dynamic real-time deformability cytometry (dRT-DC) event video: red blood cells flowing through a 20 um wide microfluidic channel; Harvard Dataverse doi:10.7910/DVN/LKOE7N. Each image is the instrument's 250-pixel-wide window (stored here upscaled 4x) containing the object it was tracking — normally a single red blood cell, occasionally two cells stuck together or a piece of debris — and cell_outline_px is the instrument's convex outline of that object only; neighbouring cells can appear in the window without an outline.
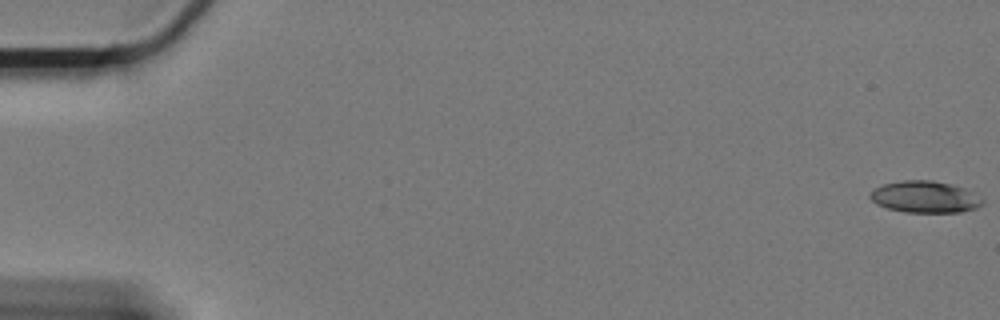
{"species": "Egyptian fruit bat (a non-hibernating species)", "species_latin": "Rousettus aegyptiacus", "temperature_condition": "cold", "stored_images_in_passage": 62, "camera_frame_rate_fps": 3000, "um_per_image_px": 0.085, "animal": {"sex": "female"}, "frame": {"image": 1, "passage_image": 1, "time_ms": 0.0, "image_size_px": [1000, 320], "cell_outline_px": [[984, 204], [976, 208], [960, 212], [908, 212], [888, 208], [876, 204], [868, 196], [876, 188], [884, 184], [904, 180], [932, 180], [964, 188], [984, 200]], "centroid_in_image_um": [78.63, 16.74], "position_along_channel_um": 6.4, "area_um2": 20.46}}
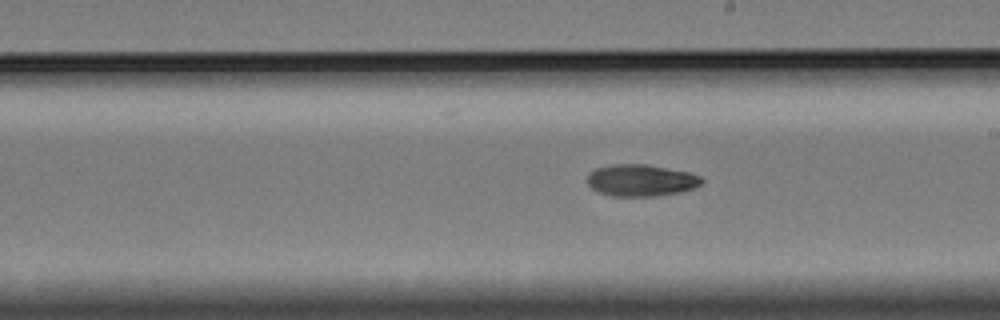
{"frame": {"image": 2, "passage_image": 36, "time_ms": 11.667, "image_size_px": [1000, 320], "cell_outline_px": [[704, 180], [700, 184], [692, 188], [680, 192], [656, 196], [612, 196], [600, 192], [592, 188], [588, 184], [588, 172], [596, 168], [612, 164], [644, 164], [688, 172], [700, 176]], "centroid_in_image_um": [54.46, 15.32], "position_along_channel_um": 234.5, "area_um2": 21.04}}
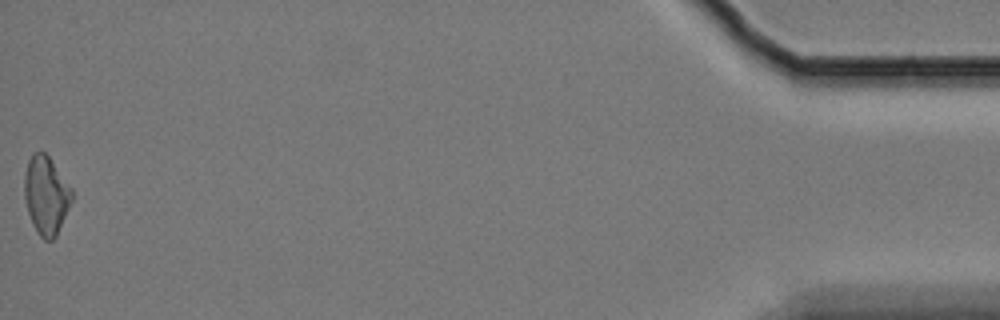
{"frame": {"image": 3, "passage_image": 62, "time_ms": 20.333, "image_size_px": [1000, 320], "cell_outline_px": [[72, 200], [56, 236], [52, 240], [44, 240], [40, 236], [32, 224], [28, 212], [24, 196], [24, 176], [28, 160], [32, 152], [44, 152], [48, 156], [72, 188]], "centroid_in_image_um": [3.9, 16.59], "position_along_channel_um": 431.3, "area_um2": 21.5}}